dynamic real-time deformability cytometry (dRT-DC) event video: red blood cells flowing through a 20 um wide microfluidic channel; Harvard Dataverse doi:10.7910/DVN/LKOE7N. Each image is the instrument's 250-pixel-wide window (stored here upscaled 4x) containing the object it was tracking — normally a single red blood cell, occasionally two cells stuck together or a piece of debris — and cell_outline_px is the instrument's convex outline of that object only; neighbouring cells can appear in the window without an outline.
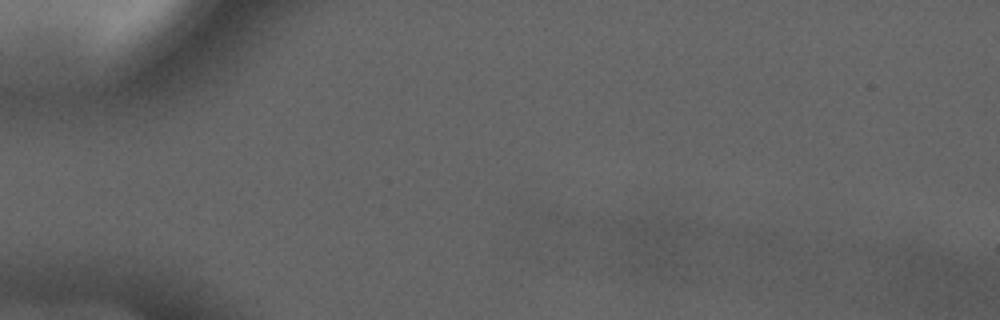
{"species": "common noctule bat (a hibernating species)", "species_latin": "Nyctalus noctula", "temperature_condition": "cold", "stored_images_in_passage": 2, "camera_frame_rate_fps": 3000, "um_per_image_px": 0.085, "animal": {"sex": "male", "forearm_length_mm": 52.5}, "frame": {"image": 1, "passage_image": 2, "time_ms": 1.0, "image_size_px": [1000, 320], "cell_outline_px": [[844, 304], [800, 288], [744, 240], [744, 232], [776, 232], [824, 256], [840, 280], [844, 300]], "centroid_in_image_um": [67.83, 22.42], "position_along_channel_um": 17.2, "area_um2": 23.29}}